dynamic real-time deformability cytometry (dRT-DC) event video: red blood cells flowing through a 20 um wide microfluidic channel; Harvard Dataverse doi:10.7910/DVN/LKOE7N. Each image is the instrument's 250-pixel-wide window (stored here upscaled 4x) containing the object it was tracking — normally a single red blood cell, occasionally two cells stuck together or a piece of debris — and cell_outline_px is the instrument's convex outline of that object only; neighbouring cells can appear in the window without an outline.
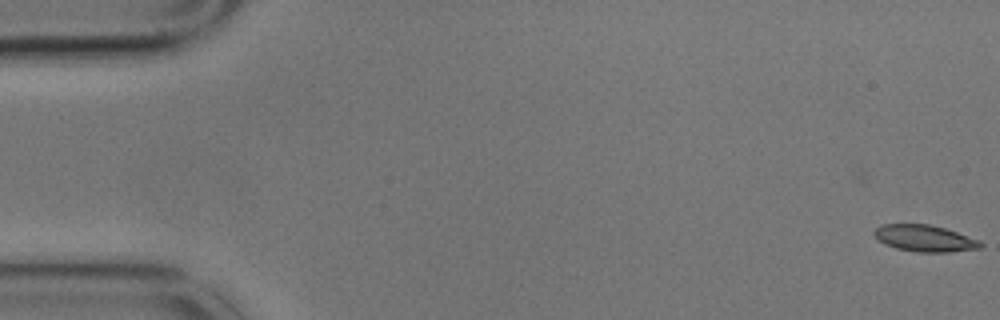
{"species": "common noctule bat (a hibernating species)", "species_latin": "Nyctalus noctula", "temperature_condition": "cold", "stored_images_in_passage": 59, "camera_frame_rate_fps": 3000, "um_per_image_px": 0.085, "animal": {"sex": "male", "body_mass_g": 17.9}, "frame": {"image": 1, "passage_image": 1, "time_ms": 0.0, "image_size_px": [1000, 320], "cell_outline_px": [[984, 244], [980, 248], [948, 252], [916, 252], [896, 248], [884, 244], [872, 232], [880, 224], [928, 224], [944, 228], [980, 240]], "centroid_in_image_um": [78.59, 20.26], "position_along_channel_um": 6.4, "area_um2": 16.42}}
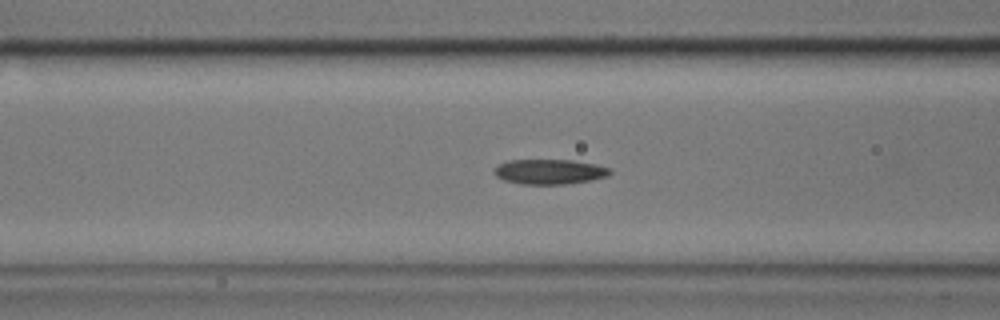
{"frame": {"image": 2, "passage_image": 23, "time_ms": 7.333, "image_size_px": [1000, 320], "cell_outline_px": [[612, 172], [608, 176], [592, 180], [564, 184], [520, 184], [504, 180], [496, 176], [492, 172], [500, 164], [508, 160], [572, 160], [592, 164], [608, 168]], "centroid_in_image_um": [46.68, 14.6], "position_along_channel_um": 119.9, "area_um2": 16.7}}
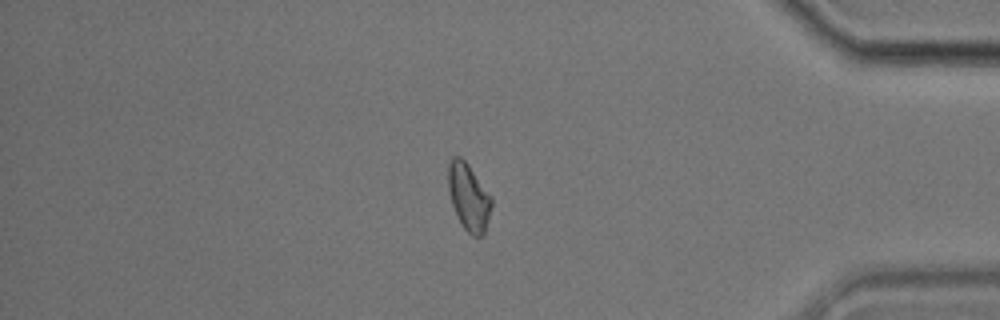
{"frame": {"image": 3, "passage_image": 50, "time_ms": 16.333, "image_size_px": [1000, 320], "cell_outline_px": [[492, 204], [484, 232], [480, 236], [472, 236], [464, 228], [452, 204], [448, 188], [448, 164], [452, 156], [460, 156], [468, 164], [492, 196]], "centroid_in_image_um": [39.83, 16.7], "position_along_channel_um": 395.4, "area_um2": 16.7}}